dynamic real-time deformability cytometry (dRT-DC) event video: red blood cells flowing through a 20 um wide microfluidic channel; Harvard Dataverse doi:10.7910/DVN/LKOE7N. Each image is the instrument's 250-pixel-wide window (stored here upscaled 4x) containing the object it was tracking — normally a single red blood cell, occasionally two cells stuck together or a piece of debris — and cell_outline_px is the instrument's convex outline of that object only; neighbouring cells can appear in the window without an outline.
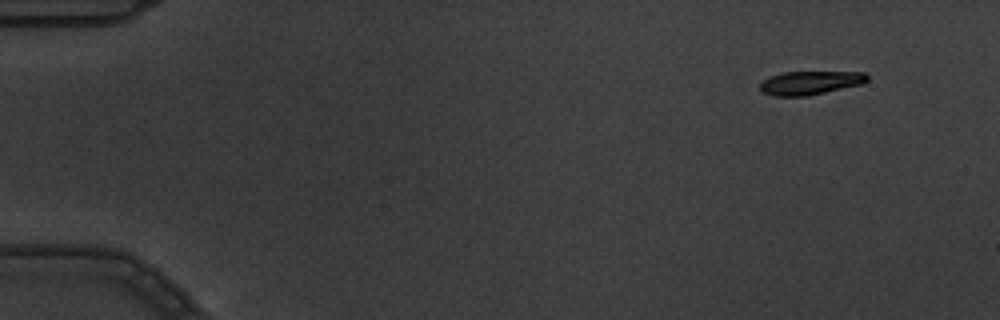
{"species": "common noctule bat (a hibernating species)", "species_latin": "Nyctalus noctula", "temperature_condition": "warm", "stored_images_in_passage": 5, "camera_frame_rate_fps": 3000, "um_per_image_px": 0.085, "animal": {"sex": "male", "body_mass_g": 19.5, "forearm_length_mm": 54.6}, "frame": {"image": 1, "passage_image": 1, "time_ms": 0.0, "image_size_px": [1000, 320], "cell_outline_px": [[868, 80], [860, 84], [808, 96], [776, 96], [764, 92], [760, 88], [760, 84], [764, 80], [772, 76], [784, 72], [864, 72], [868, 76]], "centroid_in_image_um": [68.88, 7.03], "position_along_channel_um": 16.1, "area_um2": 14.45}}